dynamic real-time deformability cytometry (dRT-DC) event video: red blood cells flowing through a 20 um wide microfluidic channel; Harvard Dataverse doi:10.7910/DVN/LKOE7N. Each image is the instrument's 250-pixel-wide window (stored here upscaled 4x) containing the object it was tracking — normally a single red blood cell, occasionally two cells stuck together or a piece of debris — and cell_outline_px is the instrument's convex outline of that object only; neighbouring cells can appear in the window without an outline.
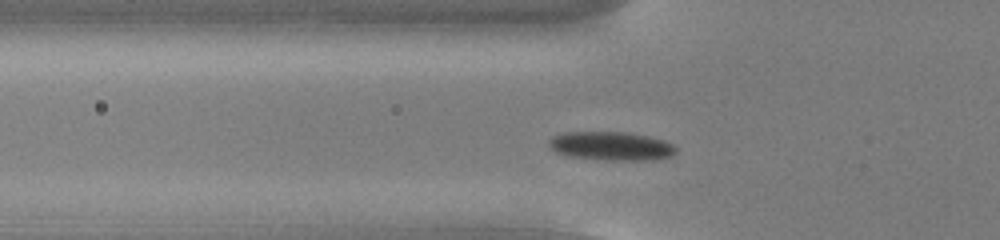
{"species": "common noctule bat (a hibernating species)", "species_latin": "Nyctalus noctula", "temperature_condition": "cold", "stored_images_in_passage": 45, "camera_frame_rate_fps": 3000, "um_per_image_px": 0.085, "animal": {"sex": "male", "body_mass_g": 13.0, "forearm_length_mm": 53.1}, "frame": {"image": 1, "passage_image": 9, "time_ms": 2.667, "image_size_px": [1000, 240], "cell_outline_px": [[676, 152], [672, 156], [648, 160], [608, 160], [568, 156], [556, 152], [548, 144], [548, 140], [552, 136], [564, 132], [628, 132], [648, 136], [664, 140], [672, 144], [676, 148]], "centroid_in_image_um": [51.94, 12.4], "position_along_channel_um": 73.9, "area_um2": 21.27}}
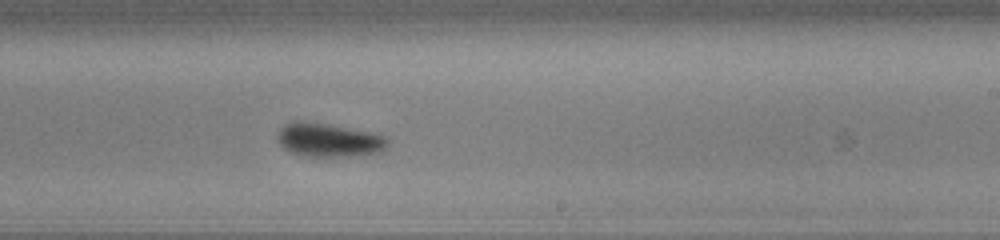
{"frame": {"image": 2, "passage_image": 24, "time_ms": 7.667, "image_size_px": [1000, 240], "cell_outline_px": [[388, 144], [380, 152], [352, 156], [308, 156], [292, 152], [284, 148], [276, 140], [276, 136], [280, 128], [284, 124], [292, 120], [304, 120], [368, 132], [384, 136], [388, 140]], "centroid_in_image_um": [27.87, 11.89], "position_along_channel_um": 261.1, "area_um2": 21.44}}
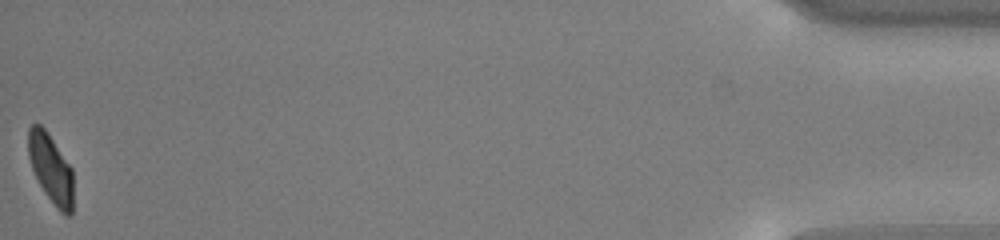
{"frame": {"image": 3, "passage_image": 45, "time_ms": 14.667, "image_size_px": [1000, 240], "cell_outline_px": [[72, 212], [68, 216], [64, 216], [56, 208], [40, 184], [32, 168], [28, 156], [28, 128], [32, 124], [40, 124], [44, 128], [72, 168]], "centroid_in_image_um": [4.31, 14.33], "position_along_channel_um": 430.9, "area_um2": 17.8}, "authors_computed_cell_mechanics": {"area_um2": 20.5768, "velocity_mm_per_s": 3.7495, "shape_relaxation_time_tau1_ms": 2.2299, "shape_relaxation_time_tau2_ms": 5.3609, "deformation_change_tau1": 0.1014, "deformation_change_tau2": 0.0772}}